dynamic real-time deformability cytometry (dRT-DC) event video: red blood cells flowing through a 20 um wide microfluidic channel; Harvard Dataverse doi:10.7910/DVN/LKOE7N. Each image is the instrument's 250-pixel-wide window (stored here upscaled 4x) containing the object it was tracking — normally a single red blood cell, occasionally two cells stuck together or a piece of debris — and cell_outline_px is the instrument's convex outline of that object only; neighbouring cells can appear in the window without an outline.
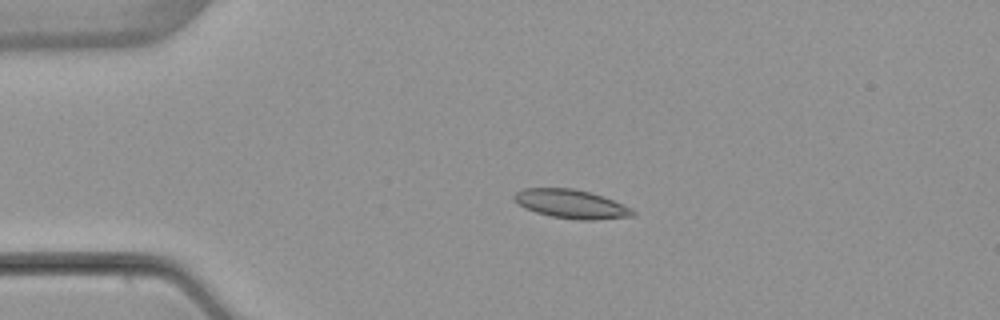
{"species": "common noctule bat (a hibernating species)", "species_latin": "Nyctalus noctula", "temperature_condition": "warm", "stored_images_in_passage": 4, "camera_frame_rate_fps": 3000, "um_per_image_px": 0.085, "animal": {"sex": "female", "body_mass_g": 22.7, "forearm_length_mm": 54.2}, "frame": {"image": 1, "passage_image": 3, "time_ms": 3.333, "image_size_px": [1000, 320], "cell_outline_px": [[636, 212], [632, 216], [592, 220], [580, 220], [552, 216], [536, 212], [524, 208], [512, 200], [512, 196], [516, 192], [524, 188], [572, 188], [604, 196], [632, 208]], "centroid_in_image_um": [48.52, 17.33], "position_along_channel_um": 36.5, "area_um2": 19.88}}